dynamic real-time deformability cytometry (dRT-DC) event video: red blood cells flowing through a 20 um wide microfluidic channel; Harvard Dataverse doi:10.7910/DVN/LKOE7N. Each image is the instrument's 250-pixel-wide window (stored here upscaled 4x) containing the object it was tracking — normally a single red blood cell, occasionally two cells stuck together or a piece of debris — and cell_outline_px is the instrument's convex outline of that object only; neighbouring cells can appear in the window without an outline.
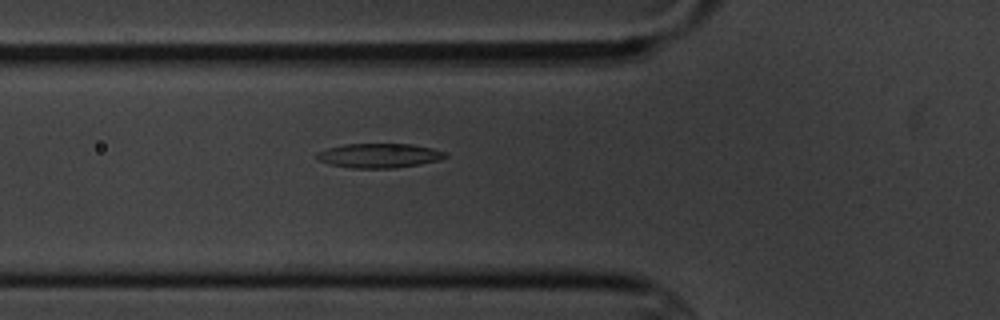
{"species": "common noctule bat (a hibernating species)", "species_latin": "Nyctalus noctula", "temperature_condition": "cold", "stored_images_in_passage": 6, "camera_frame_rate_fps": 3000, "um_per_image_px": 0.085, "animal": {"sex": "male", "body_mass_g": 20.1, "forearm_length_mm": 53.5}, "frame": {"image": 1, "passage_image": 6, "time_ms": 5.667, "image_size_px": [1000, 320], "cell_outline_px": [[448, 156], [440, 160], [420, 164], [392, 168], [352, 168], [332, 164], [320, 160], [316, 156], [316, 152], [328, 148], [344, 144], [412, 144], [432, 148], [444, 152]], "centroid_in_image_um": [32.25, 13.22], "position_along_channel_um": 93.6, "area_um2": 18.09}}